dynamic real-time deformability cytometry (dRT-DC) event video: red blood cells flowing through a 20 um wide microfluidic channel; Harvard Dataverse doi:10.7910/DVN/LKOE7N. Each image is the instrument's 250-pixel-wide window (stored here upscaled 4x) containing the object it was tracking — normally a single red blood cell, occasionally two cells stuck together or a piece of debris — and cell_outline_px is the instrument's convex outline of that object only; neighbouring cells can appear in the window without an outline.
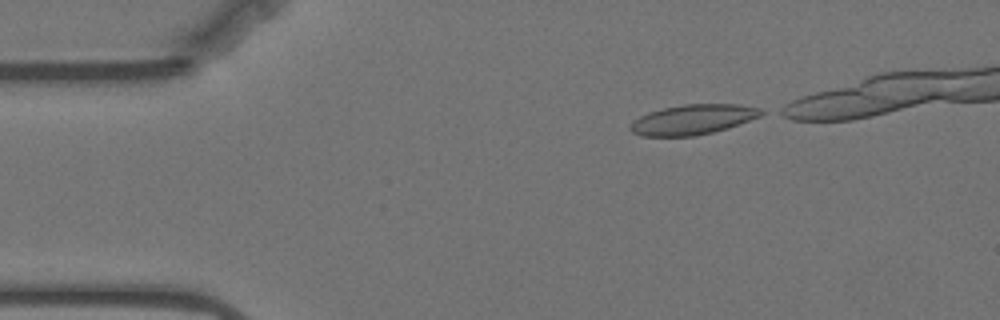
{"species": "Egyptian fruit bat (a non-hibernating species)", "species_latin": "Rousettus aegyptiacus", "temperature_condition": "warm", "stored_images_in_passage": 38, "camera_frame_rate_fps": 3000, "um_per_image_px": 0.085, "animal": {"sex": "female"}, "frame": {"image": 1, "passage_image": 1, "time_ms": 0.0, "image_size_px": [1000, 320], "cell_outline_px": [[768, 112], [760, 116], [728, 128], [696, 136], [644, 136], [632, 132], [628, 128], [640, 116], [648, 112], [664, 108], [684, 104], [736, 104], [760, 108]], "centroid_in_image_um": [58.93, 10.16], "position_along_channel_um": 26.1, "area_um2": 22.77}}
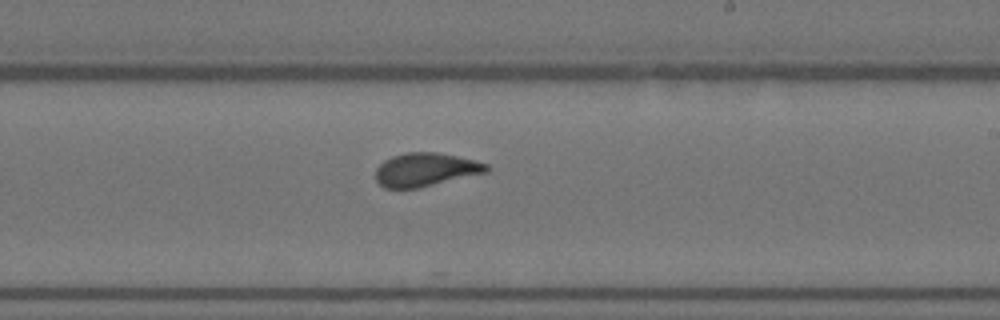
{"frame": {"image": 2, "passage_image": 25, "time_ms": 8.0, "image_size_px": [1000, 320], "cell_outline_px": [[488, 172], [420, 188], [384, 188], [376, 180], [376, 168], [384, 160], [392, 156], [408, 152], [436, 152], [476, 160], [488, 164]], "centroid_in_image_um": [36.18, 14.42], "position_along_channel_um": 252.8, "area_um2": 21.68}}
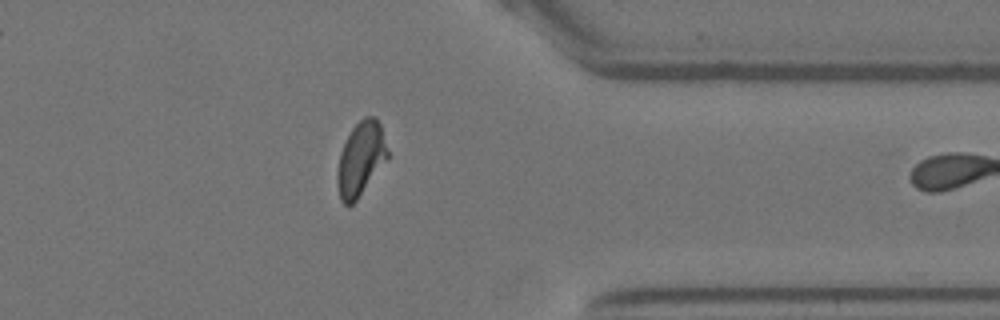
{"frame": {"image": 3, "passage_image": 37, "time_ms": 12.0, "image_size_px": [1000, 320], "cell_outline_px": [[388, 160], [356, 200], [348, 208], [340, 200], [336, 184], [336, 172], [340, 152], [352, 128], [364, 116], [376, 116], [380, 124], [388, 152]], "centroid_in_image_um": [30.65, 13.53], "position_along_channel_um": 380.8, "area_um2": 21.85}}